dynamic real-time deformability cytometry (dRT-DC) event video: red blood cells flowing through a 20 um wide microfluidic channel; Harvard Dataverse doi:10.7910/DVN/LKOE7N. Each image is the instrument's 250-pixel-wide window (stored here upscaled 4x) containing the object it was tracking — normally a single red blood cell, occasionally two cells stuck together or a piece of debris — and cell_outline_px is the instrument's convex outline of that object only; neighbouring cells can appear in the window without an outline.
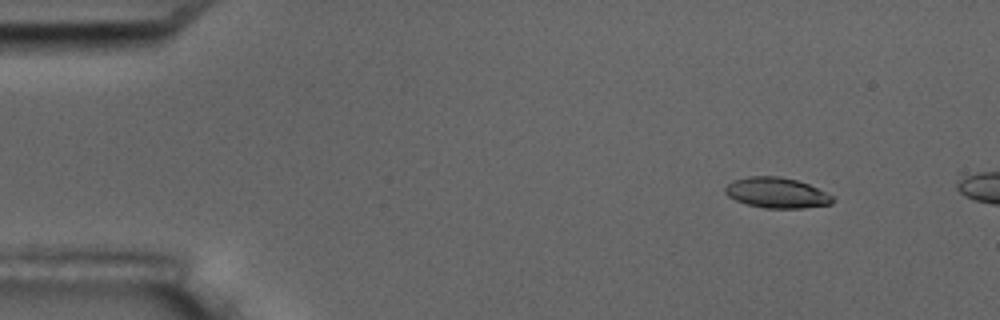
{"species": "common noctule bat (a hibernating species)", "species_latin": "Nyctalus noctula", "temperature_condition": "room temperature", "stored_images_in_passage": 3, "camera_frame_rate_fps": 3000, "um_per_image_px": 0.085, "animal": {"sex": "male", "body_mass_g": 17.5, "forearm_length_mm": 52.3}, "frame": {"image": 1, "passage_image": 1, "time_ms": 0.0, "image_size_px": [1000, 320], "cell_outline_px": [[836, 200], [832, 204], [804, 208], [764, 208], [748, 204], [736, 200], [728, 196], [724, 192], [724, 188], [732, 180], [748, 176], [780, 176], [796, 180], [808, 184], [832, 196]], "centroid_in_image_um": [66.0, 16.39], "position_along_channel_um": 19.0, "area_um2": 19.07}}